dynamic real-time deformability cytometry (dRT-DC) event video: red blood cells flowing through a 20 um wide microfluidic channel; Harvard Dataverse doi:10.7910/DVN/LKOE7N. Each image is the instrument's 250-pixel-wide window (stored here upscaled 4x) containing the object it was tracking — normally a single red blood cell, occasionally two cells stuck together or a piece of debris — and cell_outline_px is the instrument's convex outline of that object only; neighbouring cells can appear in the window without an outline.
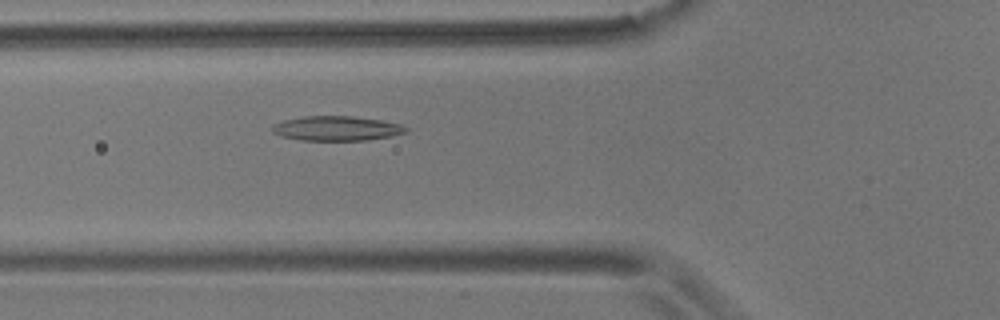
{"species": "common noctule bat (a hibernating species)", "species_latin": "Nyctalus noctula", "temperature_condition": "room temperature", "stored_images_in_passage": 40, "camera_frame_rate_fps": 3000, "um_per_image_px": 0.085, "animal": {"sex": "male", "body_mass_g": 17.9}, "frame": {"image": 1, "passage_image": 5, "time_ms": 1.333, "image_size_px": [1000, 320], "cell_outline_px": [[408, 132], [392, 136], [368, 140], [300, 140], [280, 136], [272, 132], [272, 124], [284, 120], [304, 116], [352, 116], [380, 120], [400, 124], [408, 128]], "centroid_in_image_um": [28.61, 10.91], "position_along_channel_um": 97.2, "area_um2": 19.25}}
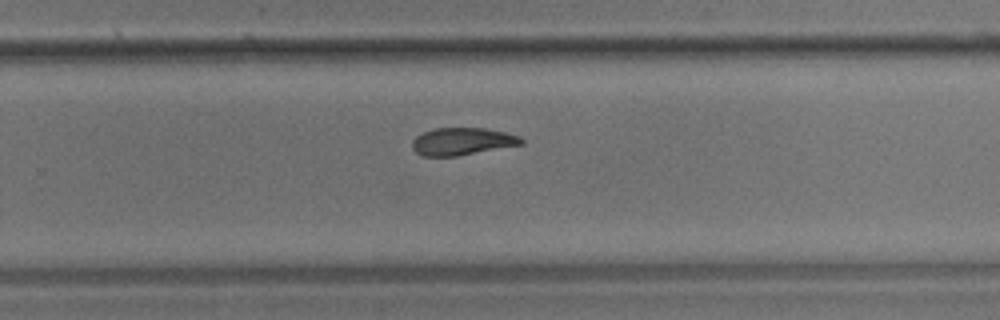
{"frame": {"image": 2, "passage_image": 21, "time_ms": 6.667, "image_size_px": [1000, 320], "cell_outline_px": [[524, 144], [456, 156], [420, 156], [412, 148], [412, 140], [416, 136], [424, 132], [436, 128], [484, 128], [504, 132], [520, 136], [524, 140]], "centroid_in_image_um": [39.28, 12.02], "position_along_channel_um": 290.5, "area_um2": 17.4}}
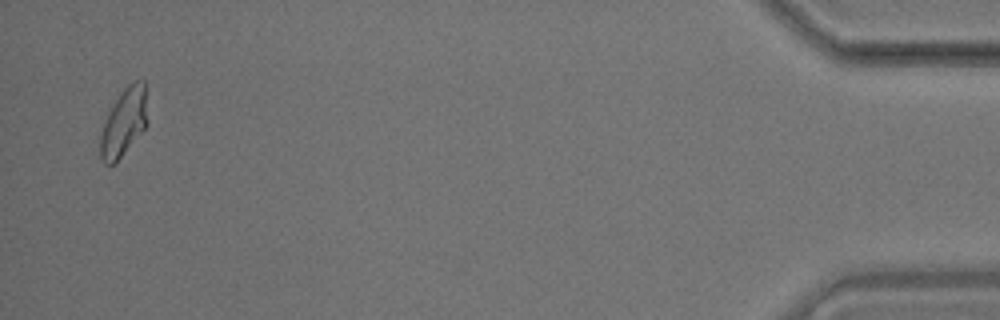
{"frame": {"image": 3, "passage_image": 39, "time_ms": 12.667, "image_size_px": [1000, 320], "cell_outline_px": [[148, 124], [120, 156], [112, 164], [104, 164], [100, 160], [100, 136], [104, 120], [116, 100], [124, 88], [128, 84], [136, 80], [144, 80], [148, 120]], "centroid_in_image_um": [10.53, 10.37], "position_along_channel_um": 424.7, "area_um2": 18.32}, "authors_computed_cell_mechanics": {"area_um2": 18.2648, "velocity_mm_per_s": 3.6252, "shape_relaxation_time_tau1_ms": 8.7834, "shape_relaxation_time_tau2_ms": 4.1693, "deformation_change_tau1": 0.1932, "deformation_change_tau2": 0.1062}}